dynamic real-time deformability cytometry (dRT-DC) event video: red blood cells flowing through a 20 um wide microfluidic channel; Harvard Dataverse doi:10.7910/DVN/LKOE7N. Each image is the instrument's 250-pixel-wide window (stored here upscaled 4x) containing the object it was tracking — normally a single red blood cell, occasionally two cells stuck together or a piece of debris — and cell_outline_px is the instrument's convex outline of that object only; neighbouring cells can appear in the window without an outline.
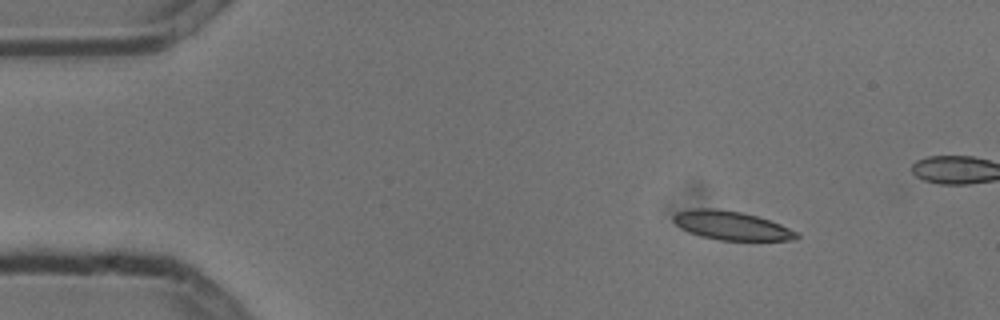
{"species": "common noctule bat (a hibernating species)", "species_latin": "Nyctalus noctula", "temperature_condition": "cold", "stored_images_in_passage": 5, "camera_frame_rate_fps": 3000, "um_per_image_px": 0.085, "animal": {"sex": "male", "body_mass_g": 13.3}, "frame": {"image": 1, "passage_image": 2, "time_ms": 0.333, "image_size_px": [1000, 320], "cell_outline_px": [[800, 236], [796, 240], [720, 240], [700, 236], [688, 232], [680, 228], [672, 220], [672, 216], [676, 212], [692, 208], [716, 208], [744, 212], [780, 224], [796, 232]], "centroid_in_image_um": [62.12, 19.16], "position_along_channel_um": 22.9, "area_um2": 20.75}}